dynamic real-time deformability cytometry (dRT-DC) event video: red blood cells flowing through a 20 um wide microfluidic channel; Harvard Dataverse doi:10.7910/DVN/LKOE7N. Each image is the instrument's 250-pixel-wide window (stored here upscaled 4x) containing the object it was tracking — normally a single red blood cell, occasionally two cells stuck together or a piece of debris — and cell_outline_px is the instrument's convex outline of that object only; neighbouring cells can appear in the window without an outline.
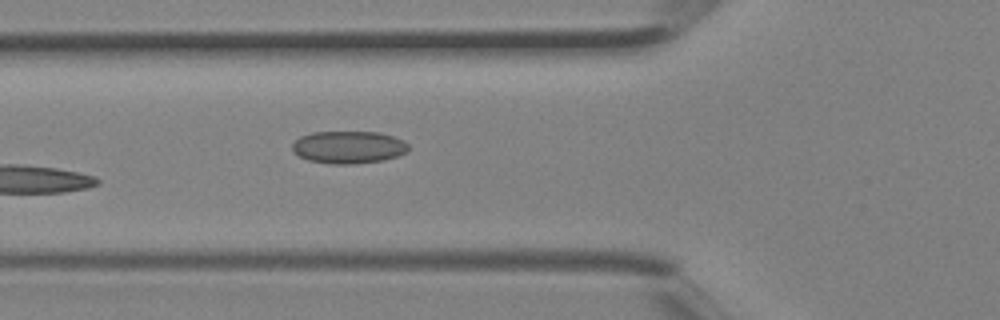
{"species": "Egyptian fruit bat (a non-hibernating species)", "species_latin": "Rousettus aegyptiacus", "temperature_condition": "room temperature", "stored_images_in_passage": 3, "camera_frame_rate_fps": 3000, "um_per_image_px": 0.085, "animal": {"sex": "female"}, "frame": {"image": 1, "passage_image": 3, "time_ms": 0.667, "image_size_px": [1000, 320], "cell_outline_px": [[408, 152], [396, 156], [380, 160], [352, 164], [332, 164], [308, 160], [292, 152], [292, 144], [300, 136], [312, 132], [380, 132], [404, 140], [408, 144]], "centroid_in_image_um": [29.61, 12.5], "position_along_channel_um": 96.2, "area_um2": 21.96}}